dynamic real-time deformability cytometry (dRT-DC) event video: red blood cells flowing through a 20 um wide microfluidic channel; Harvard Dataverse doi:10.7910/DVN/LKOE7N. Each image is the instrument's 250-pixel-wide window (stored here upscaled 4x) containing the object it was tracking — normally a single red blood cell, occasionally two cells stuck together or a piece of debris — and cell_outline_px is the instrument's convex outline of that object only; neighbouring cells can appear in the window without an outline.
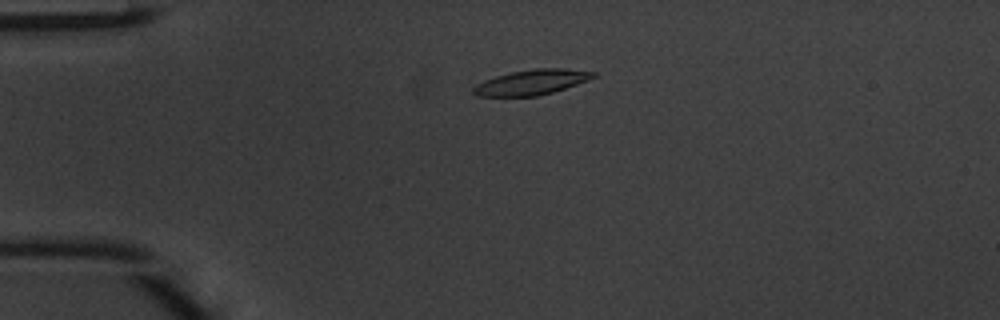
{"species": "common noctule bat (a hibernating species)", "species_latin": "Nyctalus noctula", "temperature_condition": "warm", "stored_images_in_passage": 43, "camera_frame_rate_fps": 3000, "um_per_image_px": 0.085, "animal": {"sex": "male", "body_mass_g": 20.1, "forearm_length_mm": 53.5}, "frame": {"image": 1, "passage_image": 6, "time_ms": 1.667, "image_size_px": [1000, 320], "cell_outline_px": [[596, 76], [588, 80], [552, 92], [536, 96], [476, 96], [472, 92], [472, 88], [476, 84], [484, 80], [496, 76], [512, 72], [536, 68], [564, 68], [596, 72]], "centroid_in_image_um": [45.16, 6.99], "position_along_channel_um": 39.8, "area_um2": 17.46}}
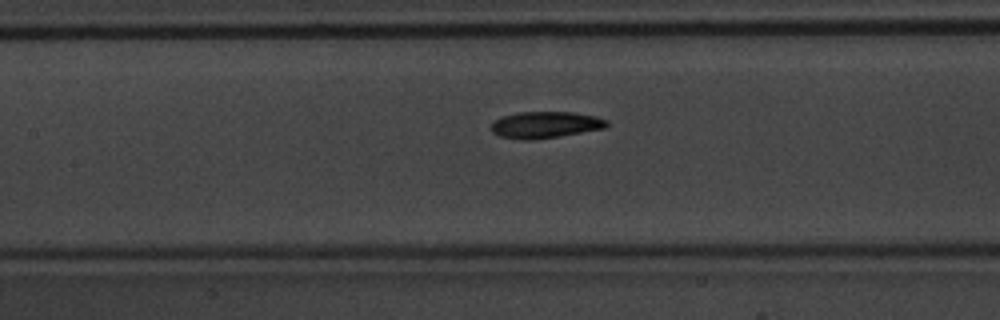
{"frame": {"image": 2, "passage_image": 17, "time_ms": 5.333, "image_size_px": [1000, 320], "cell_outline_px": [[608, 124], [604, 128], [532, 140], [524, 140], [500, 136], [492, 132], [488, 128], [496, 120], [504, 116], [516, 112], [572, 112], [596, 116], [608, 120]], "centroid_in_image_um": [46.32, 10.6], "position_along_channel_um": 161.1, "area_um2": 17.69}}
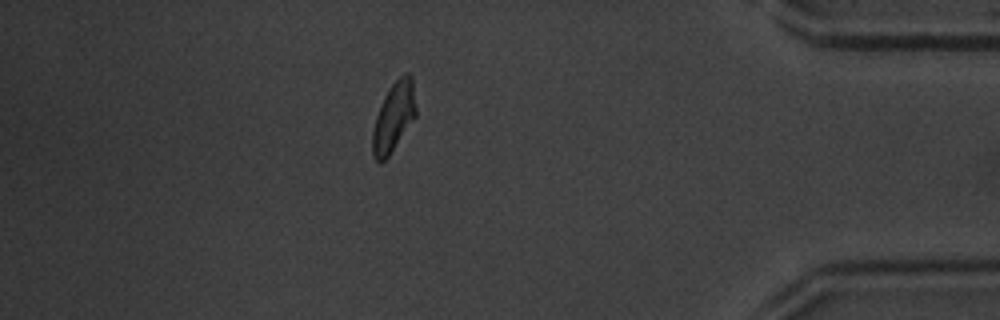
{"frame": {"image": 3, "passage_image": 37, "time_ms": 12.0, "image_size_px": [1000, 320], "cell_outline_px": [[416, 116], [388, 156], [380, 164], [372, 156], [372, 132], [376, 116], [384, 96], [392, 84], [404, 72], [408, 72], [412, 76], [416, 108]], "centroid_in_image_um": [33.46, 9.93], "position_along_channel_um": 401.7, "area_um2": 17.46}, "authors_computed_cell_mechanics": {"area_um2": 17.5134, "velocity_mm_per_s": 4.1734, "shape_relaxation_time_tau1_ms": 2.5995, "shape_relaxation_time_tau2_ms": 6.1523, "deformation_change_tau1": 0.1279, "deformation_change_tau2": 0.1287}}